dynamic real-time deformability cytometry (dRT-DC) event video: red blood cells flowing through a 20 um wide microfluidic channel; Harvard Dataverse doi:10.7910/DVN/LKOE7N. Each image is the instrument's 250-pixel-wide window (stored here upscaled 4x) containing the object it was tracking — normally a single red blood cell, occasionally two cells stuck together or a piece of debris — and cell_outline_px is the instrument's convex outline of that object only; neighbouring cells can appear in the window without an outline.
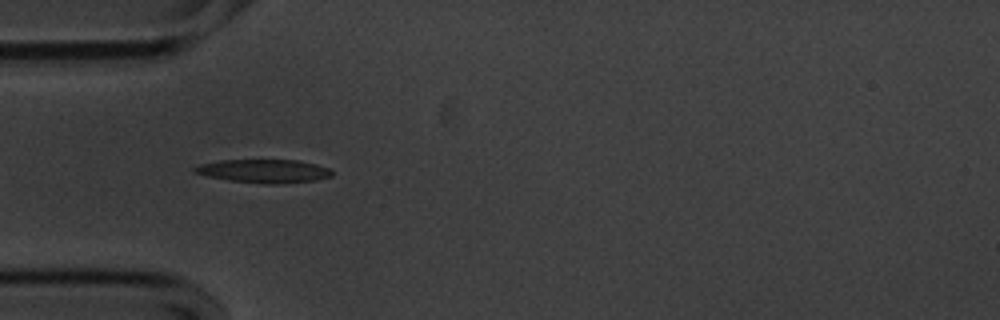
{"species": "common noctule bat (a hibernating species)", "species_latin": "Nyctalus noctula", "temperature_condition": "cold", "stored_images_in_passage": 35, "camera_frame_rate_fps": 3000, "um_per_image_px": 0.085, "animal": {"sex": "male", "body_mass_g": 20.1, "forearm_length_mm": 53.5}, "frame": {"image": 1, "passage_image": 4, "time_ms": 1.0, "image_size_px": [1000, 320], "cell_outline_px": [[332, 176], [316, 180], [276, 184], [264, 184], [232, 180], [208, 176], [192, 172], [192, 168], [200, 164], [220, 160], [300, 160], [316, 164], [328, 168], [332, 172]], "centroid_in_image_um": [22.43, 14.53], "position_along_channel_um": 62.6, "area_um2": 18.67}}
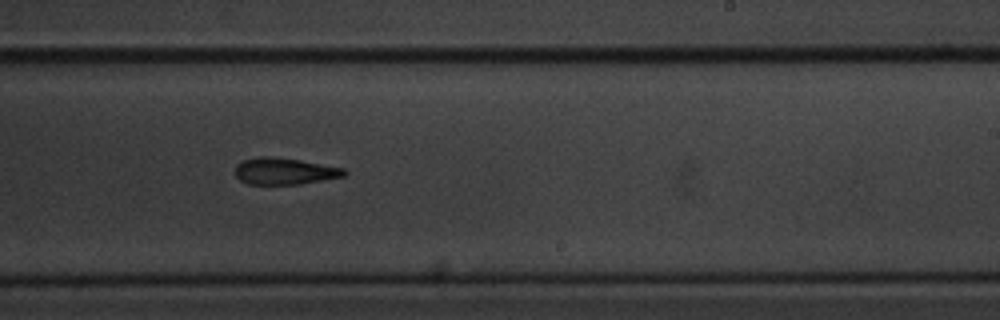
{"frame": {"image": 2, "passage_image": 21, "time_ms": 6.667, "image_size_px": [1000, 320], "cell_outline_px": [[348, 172], [344, 176], [300, 184], [248, 184], [240, 180], [236, 176], [236, 164], [240, 160], [260, 156], [272, 156], [300, 160], [344, 168]], "centroid_in_image_um": [24.16, 14.54], "position_along_channel_um": 264.8, "area_um2": 16.99}}
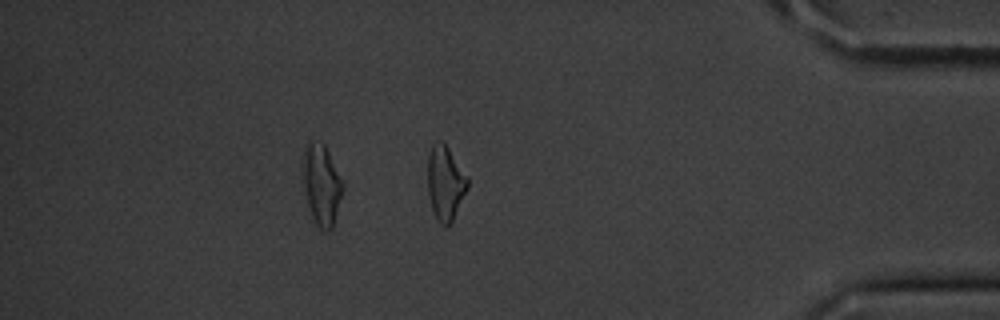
{"frame": {"image": 3, "passage_image": 35, "time_ms": 11.333, "image_size_px": [1000, 320], "cell_outline_px": [[468, 188], [452, 224], [448, 228], [444, 228], [440, 224], [432, 208], [428, 192], [428, 156], [432, 144], [436, 140], [440, 140], [448, 148], [468, 176]], "centroid_in_image_um": [37.87, 15.6], "position_along_channel_um": 397.3, "area_um2": 17.51}, "authors_computed_cell_mechanics": {"area_um2": 18.0336, "velocity_mm_per_s": 3.5765, "shape_relaxation_time_tau1_ms": 5.4133, "shape_relaxation_time_tau2_ms": 11.1266, "deformation_change_tau1": 0.1457, "deformation_change_tau2": 0.257}}